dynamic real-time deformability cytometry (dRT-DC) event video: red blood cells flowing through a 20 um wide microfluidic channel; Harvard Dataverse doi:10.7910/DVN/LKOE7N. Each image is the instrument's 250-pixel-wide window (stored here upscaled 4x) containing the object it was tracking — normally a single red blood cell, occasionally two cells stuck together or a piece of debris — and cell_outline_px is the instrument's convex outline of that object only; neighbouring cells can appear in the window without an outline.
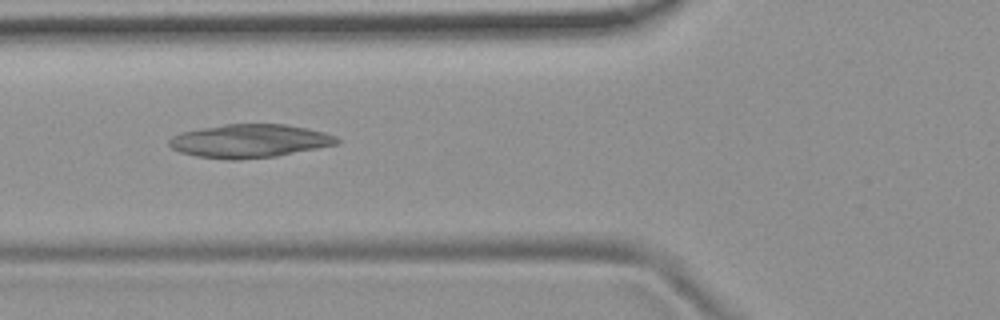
{"species": "common noctule bat (a hibernating species)", "species_latin": "Nyctalus noctula", "temperature_condition": "room temperature", "stored_images_in_passage": 7, "camera_frame_rate_fps": 3000, "um_per_image_px": 0.085, "animal": {"sex": "female", "body_mass_g": 19.9}, "frame": {"image": 1, "passage_image": 5, "time_ms": 5.333, "image_size_px": [1000, 320], "cell_outline_px": [[340, 144], [276, 156], [240, 160], [232, 160], [196, 156], [180, 152], [172, 148], [168, 144], [168, 140], [172, 136], [180, 132], [224, 124], [284, 124], [324, 132], [336, 136], [340, 140]], "centroid_in_image_um": [21.21, 11.99], "position_along_channel_um": 104.6, "area_um2": 32.71}}
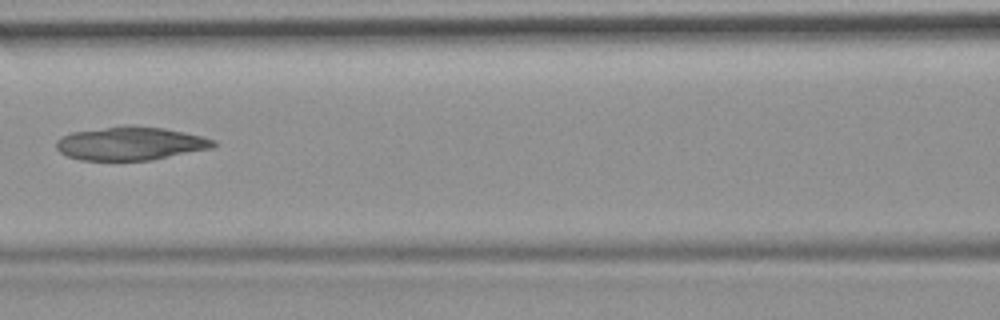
{"frame": {"image": 2, "passage_image": 6, "time_ms": 6.667, "image_size_px": [1000, 320], "cell_outline_px": [[216, 144], [212, 148], [152, 160], [80, 160], [68, 156], [60, 152], [56, 148], [56, 140], [72, 132], [104, 128], [164, 128], [184, 132], [216, 140]], "centroid_in_image_um": [11.1, 12.24], "position_along_channel_um": 155.5, "area_um2": 29.65}}
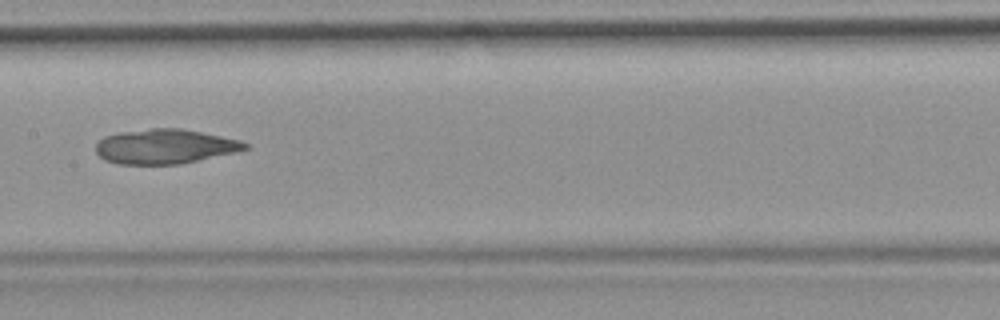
{"frame": {"image": 3, "passage_image": 7, "time_ms": 7.667, "image_size_px": [1000, 320], "cell_outline_px": [[248, 148], [236, 152], [180, 164], [116, 164], [104, 160], [96, 152], [96, 144], [104, 136], [120, 132], [152, 128], [180, 128], [240, 140], [248, 144]], "centroid_in_image_um": [13.99, 12.45], "position_along_channel_um": 193.4, "area_um2": 30.0}}